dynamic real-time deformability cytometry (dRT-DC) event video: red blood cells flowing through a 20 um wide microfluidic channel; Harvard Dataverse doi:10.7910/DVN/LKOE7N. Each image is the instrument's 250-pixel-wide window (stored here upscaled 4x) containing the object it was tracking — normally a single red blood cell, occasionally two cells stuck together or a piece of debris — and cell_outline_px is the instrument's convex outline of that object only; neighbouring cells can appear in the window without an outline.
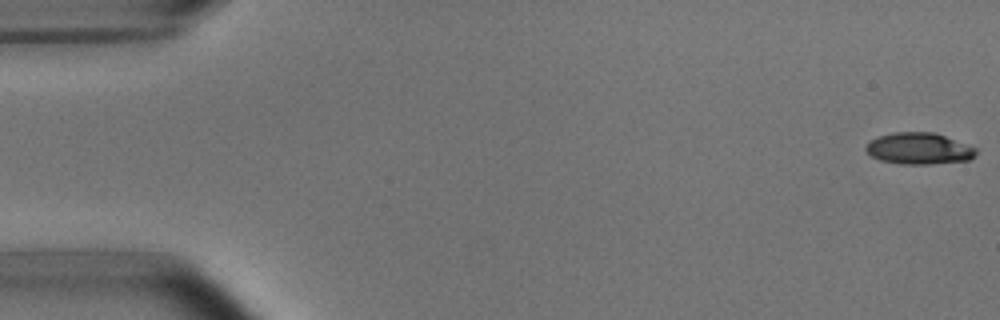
{"species": "common noctule bat (a hibernating species)", "species_latin": "Nyctalus noctula", "temperature_condition": "room temperature", "stored_images_in_passage": 5, "segment_of_instrument_passage": [2, 2], "camera_frame_rate_fps": 3000, "um_per_image_px": 0.085, "animal": {"sex": "male", "body_mass_g": 15.6}, "frame": {"image": 1, "passage_image": 5, "time_ms": 5.667, "image_size_px": [1000, 320], "cell_outline_px": [[976, 156], [972, 160], [932, 164], [900, 164], [880, 160], [872, 156], [864, 148], [864, 144], [880, 136], [892, 132], [936, 132], [976, 148]], "centroid_in_image_um": [78.13, 12.63], "position_along_channel_um": 6.9, "area_um2": 20.4}}